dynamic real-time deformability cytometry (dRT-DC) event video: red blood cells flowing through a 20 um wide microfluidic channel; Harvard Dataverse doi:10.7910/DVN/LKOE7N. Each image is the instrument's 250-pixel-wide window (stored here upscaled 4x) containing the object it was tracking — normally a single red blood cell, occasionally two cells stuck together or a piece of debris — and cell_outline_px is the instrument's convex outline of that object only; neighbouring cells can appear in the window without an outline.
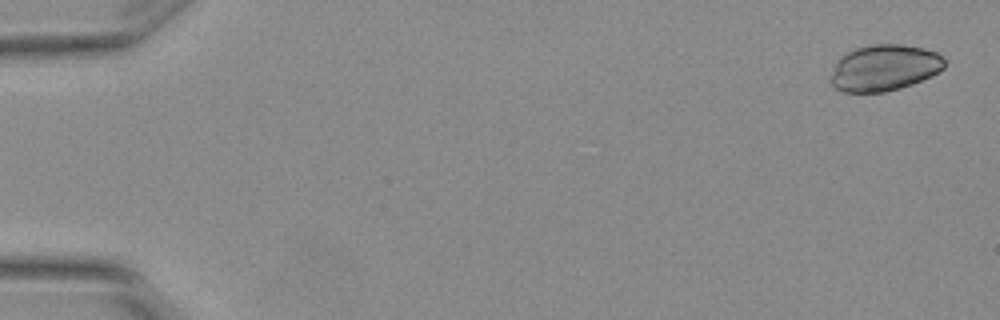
{"species": "Egyptian fruit bat (a non-hibernating species)", "species_latin": "Rousettus aegyptiacus", "temperature_condition": "warm", "stored_images_in_passage": 5, "camera_frame_rate_fps": 3000, "um_per_image_px": 0.085, "animal": {"sex": "female"}, "frame": {"image": 1, "passage_image": 1, "time_ms": 0.0, "image_size_px": [1000, 320], "cell_outline_px": [[944, 68], [912, 84], [900, 88], [884, 92], [844, 92], [836, 88], [832, 84], [832, 72], [836, 60], [840, 56], [856, 48], [872, 44], [900, 44], [924, 48], [936, 52], [944, 60]], "centroid_in_image_um": [75.14, 5.75], "position_along_channel_um": 9.9, "area_um2": 30.35}}